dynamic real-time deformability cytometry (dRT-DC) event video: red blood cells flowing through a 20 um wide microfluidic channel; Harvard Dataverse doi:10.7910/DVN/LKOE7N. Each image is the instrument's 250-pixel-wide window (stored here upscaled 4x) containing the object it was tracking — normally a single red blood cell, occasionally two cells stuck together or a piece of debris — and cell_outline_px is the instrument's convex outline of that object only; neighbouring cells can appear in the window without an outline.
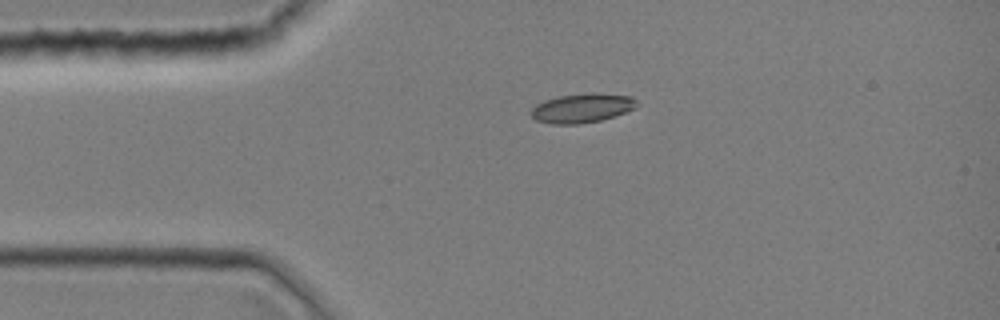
{"species": "common noctule bat (a hibernating species)", "species_latin": "Nyctalus noctula", "temperature_condition": "room temperature", "stored_images_in_passage": 35, "camera_frame_rate_fps": 3000, "um_per_image_px": 0.085, "animal": {"sex": "female", "body_mass_g": 19.0, "forearm_length_mm": 51.5}, "frame": {"image": 1, "passage_image": 1, "time_ms": 0.0, "image_size_px": [1000, 320], "cell_outline_px": [[636, 108], [600, 120], [580, 124], [552, 124], [536, 120], [532, 116], [532, 108], [536, 104], [544, 100], [560, 96], [632, 96], [636, 100]], "centroid_in_image_um": [49.4, 9.25], "position_along_channel_um": 35.6, "area_um2": 16.82}}
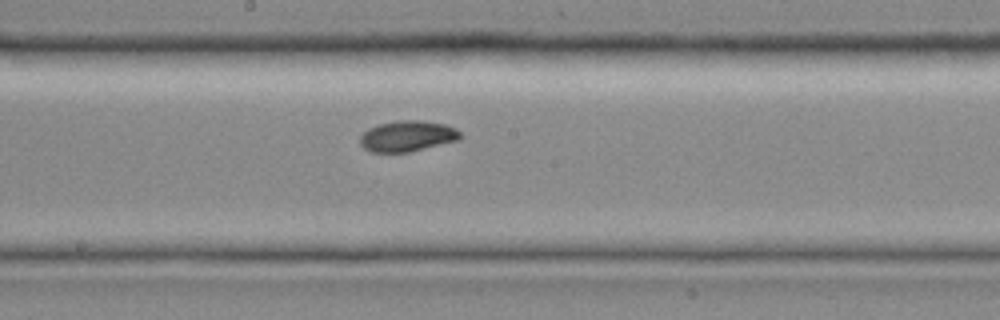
{"frame": {"image": 2, "passage_image": 15, "time_ms": 4.667, "image_size_px": [1000, 320], "cell_outline_px": [[464, 136], [460, 140], [408, 152], [372, 152], [364, 148], [360, 144], [360, 136], [368, 128], [380, 124], [396, 120], [420, 120], [444, 124], [456, 128]], "centroid_in_image_um": [34.66, 11.56], "position_along_channel_um": 213.5, "area_um2": 18.09}}
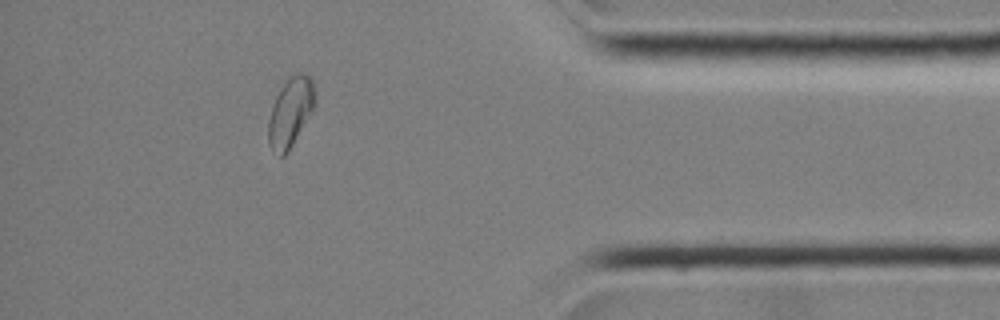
{"frame": {"image": 3, "passage_image": 30, "time_ms": 9.667, "image_size_px": [1000, 320], "cell_outline_px": [[316, 104], [312, 112], [288, 152], [284, 156], [280, 156], [268, 144], [268, 120], [276, 96], [280, 88], [288, 76], [296, 72], [304, 72], [312, 76], [316, 92]], "centroid_in_image_um": [24.73, 9.47], "position_along_channel_um": 410.5, "area_um2": 19.19}}